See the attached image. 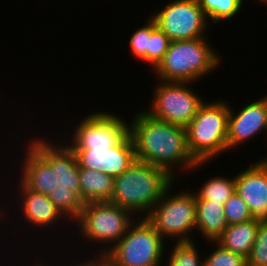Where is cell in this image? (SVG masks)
Returning a JSON list of instances; mask_svg holds the SVG:
<instances>
[{
	"instance_id": "9c48e42d",
	"label": "cell",
	"mask_w": 267,
	"mask_h": 266,
	"mask_svg": "<svg viewBox=\"0 0 267 266\" xmlns=\"http://www.w3.org/2000/svg\"><path fill=\"white\" fill-rule=\"evenodd\" d=\"M146 218H136L105 254L116 266H163L167 241Z\"/></svg>"
},
{
	"instance_id": "e0dca14e",
	"label": "cell",
	"mask_w": 267,
	"mask_h": 266,
	"mask_svg": "<svg viewBox=\"0 0 267 266\" xmlns=\"http://www.w3.org/2000/svg\"><path fill=\"white\" fill-rule=\"evenodd\" d=\"M261 221L254 218L247 222L230 224L216 242L222 247L247 258L253 247Z\"/></svg>"
},
{
	"instance_id": "ba28073f",
	"label": "cell",
	"mask_w": 267,
	"mask_h": 266,
	"mask_svg": "<svg viewBox=\"0 0 267 266\" xmlns=\"http://www.w3.org/2000/svg\"><path fill=\"white\" fill-rule=\"evenodd\" d=\"M177 183L176 180L164 192L163 197L146 217L168 244L171 240L173 242L197 241L193 237L194 233L195 236L197 235L195 194L190 188L175 190L174 187H177Z\"/></svg>"
},
{
	"instance_id": "ffe728a7",
	"label": "cell",
	"mask_w": 267,
	"mask_h": 266,
	"mask_svg": "<svg viewBox=\"0 0 267 266\" xmlns=\"http://www.w3.org/2000/svg\"><path fill=\"white\" fill-rule=\"evenodd\" d=\"M211 25L220 24L239 15L245 8L244 0H198ZM243 7V8H242Z\"/></svg>"
},
{
	"instance_id": "4dcf8cb0",
	"label": "cell",
	"mask_w": 267,
	"mask_h": 266,
	"mask_svg": "<svg viewBox=\"0 0 267 266\" xmlns=\"http://www.w3.org/2000/svg\"><path fill=\"white\" fill-rule=\"evenodd\" d=\"M0 255H5V254H4V252H3V254H1V252H0ZM3 258H4V259H3ZM2 259H3V261H5L6 258L3 257V256H2V258L0 257V262L2 261ZM5 262H6V263L3 262V264L1 263L0 266L6 265V264H7V265L10 264V262H9L8 260H6ZM7 262H9V263H7Z\"/></svg>"
},
{
	"instance_id": "3957f363",
	"label": "cell",
	"mask_w": 267,
	"mask_h": 266,
	"mask_svg": "<svg viewBox=\"0 0 267 266\" xmlns=\"http://www.w3.org/2000/svg\"><path fill=\"white\" fill-rule=\"evenodd\" d=\"M15 180L17 182H15L13 187L10 188L7 185H5L6 186L5 189L7 190L6 193L9 191L7 193V195H8L7 197L9 199L6 198V196L3 197L5 199H1L2 201L3 200H8L9 202L6 203L5 201H3L1 203L2 206L0 205V220H1L0 222L4 223L6 221L9 226H10V221L12 223V221L14 219L18 222L17 223V222L14 221V223H13V224H15V225H13L14 227L11 225V227H8V229H6V231L9 230L10 228H12V231L15 230V232H12V234L14 236L15 235L17 236L16 237L17 238L16 241L21 240V238H23L22 237L23 234H25L24 235L25 237H32L34 240L36 238L37 239L36 243L38 242V239H39L41 241V242L39 241V243L42 244V241L44 240L43 237L46 236V234H47L48 239H50L49 236H51V238L55 237L54 239H56V242H57L58 240L60 241L61 237H63V240L68 241V242L65 243V245H67L69 243V241L70 242L72 241V243H71V245H72L73 242H74L72 240L73 238H69V236L71 237L72 232H73L72 229H71V228H73L72 224H70V222L60 213V211L56 208V206L48 198V196L47 195H43L42 193H38V192L32 191L31 189L26 187L20 180L18 181L17 177L15 178ZM13 189H15V190H13ZM9 193H11V194H9ZM11 198H12V200H11ZM11 202L13 204H11ZM3 204H4V207H3ZM8 204H11V206H8ZM14 205L15 206L17 205L16 206L17 208ZM5 206H6V208H5ZM9 207L12 208V209L14 207L13 211H15V212H13L12 209H11V213H12L11 214L10 211H9L10 210ZM6 212H7V214H6ZM10 215H12V217L14 216L13 220H11V216ZM15 215H17V216L19 215L17 219L15 218ZM18 220L20 221V223H22V225L19 223ZM69 226H70V228H69ZM54 229H55V231H54ZM64 229H65L64 232H66L67 234L69 233L70 235H66L65 233L63 234L62 232H63ZM69 229L71 230V233H70ZM37 230L39 231L41 236H40V234L38 233ZM59 230H61V231H59ZM28 231H32L34 234H32V232H28ZM46 231H47V233H45ZM41 232H43L44 234L41 233ZM21 233H22V235H21ZM51 233L52 234L54 233V235H52ZM26 234L29 235V236H26ZM48 234H50V235H48ZM59 234H61L63 236H60ZM19 235H20V238H19ZM32 235H34V236L36 235V236L34 237ZM64 236H66V237H64ZM37 237H39V238H37ZM57 237H58V240H57ZM65 238H68V239H65Z\"/></svg>"
},
{
	"instance_id": "83f0119b",
	"label": "cell",
	"mask_w": 267,
	"mask_h": 266,
	"mask_svg": "<svg viewBox=\"0 0 267 266\" xmlns=\"http://www.w3.org/2000/svg\"><path fill=\"white\" fill-rule=\"evenodd\" d=\"M38 252V253H37ZM36 252V254H34L33 253V255L36 257H33V259H31L30 261L32 262H30V264H28L29 262H28V258L27 257H29V256H27L26 255V258H24L23 257V259L22 260H24V259H26V261H25V263L22 261V264L21 265H19V266H66V256H64L65 254L63 253V255H62V253L61 254H59V253H55V254H53V256H51L52 257V261H51V263L48 261L47 262V260H48V258H47V256L45 257V254L46 253H42V252H39V250ZM42 254L44 257H45V259L41 256L40 257V255H37V254ZM57 254H59V255H57ZM37 255V256H36ZM56 255V256H55ZM63 256V258L62 257H60V256ZM59 256V257H58ZM38 257V258H37ZM40 257V258H39ZM58 258V261H57V258ZM59 258L61 259V260H63V261H61V260H59ZM34 259H36V260H34ZM65 260V261H64ZM35 261V262H34ZM27 262V263H26ZM59 263L58 265L56 264V263ZM61 263V264H60ZM63 263V264H62ZM27 264V265H26ZM8 266H16V264L15 265H8Z\"/></svg>"
},
{
	"instance_id": "ac0fdd59",
	"label": "cell",
	"mask_w": 267,
	"mask_h": 266,
	"mask_svg": "<svg viewBox=\"0 0 267 266\" xmlns=\"http://www.w3.org/2000/svg\"><path fill=\"white\" fill-rule=\"evenodd\" d=\"M80 199L83 203L109 202L114 178L102 171L79 168Z\"/></svg>"
},
{
	"instance_id": "d4e9b609",
	"label": "cell",
	"mask_w": 267,
	"mask_h": 266,
	"mask_svg": "<svg viewBox=\"0 0 267 266\" xmlns=\"http://www.w3.org/2000/svg\"><path fill=\"white\" fill-rule=\"evenodd\" d=\"M247 266H267V220L261 221L247 257Z\"/></svg>"
},
{
	"instance_id": "4316f807",
	"label": "cell",
	"mask_w": 267,
	"mask_h": 266,
	"mask_svg": "<svg viewBox=\"0 0 267 266\" xmlns=\"http://www.w3.org/2000/svg\"><path fill=\"white\" fill-rule=\"evenodd\" d=\"M76 250L69 255V257L73 258V261H76L75 263L78 266H116L108 257H106L105 255H88V257L85 255V253H83L82 255H79L78 252H76ZM73 254V256H71ZM78 255V256H75ZM83 256H85L86 258H84ZM80 257V258H79ZM81 257H83L81 259ZM76 258V259H75ZM75 259V260H74ZM81 260V261H80Z\"/></svg>"
},
{
	"instance_id": "2e32d148",
	"label": "cell",
	"mask_w": 267,
	"mask_h": 266,
	"mask_svg": "<svg viewBox=\"0 0 267 266\" xmlns=\"http://www.w3.org/2000/svg\"><path fill=\"white\" fill-rule=\"evenodd\" d=\"M195 200L196 232L206 244L216 241L228 226L224 204L206 199Z\"/></svg>"
},
{
	"instance_id": "44dd1931",
	"label": "cell",
	"mask_w": 267,
	"mask_h": 266,
	"mask_svg": "<svg viewBox=\"0 0 267 266\" xmlns=\"http://www.w3.org/2000/svg\"><path fill=\"white\" fill-rule=\"evenodd\" d=\"M197 241L192 242H175L169 244L166 252L167 258L165 265L163 266H203V250L202 255L200 252V246L197 245ZM170 248V249H169Z\"/></svg>"
},
{
	"instance_id": "7402d4cb",
	"label": "cell",
	"mask_w": 267,
	"mask_h": 266,
	"mask_svg": "<svg viewBox=\"0 0 267 266\" xmlns=\"http://www.w3.org/2000/svg\"><path fill=\"white\" fill-rule=\"evenodd\" d=\"M208 244L212 249H208L209 253L203 256V266H247L244 256L222 247L216 241Z\"/></svg>"
},
{
	"instance_id": "30bf717a",
	"label": "cell",
	"mask_w": 267,
	"mask_h": 266,
	"mask_svg": "<svg viewBox=\"0 0 267 266\" xmlns=\"http://www.w3.org/2000/svg\"><path fill=\"white\" fill-rule=\"evenodd\" d=\"M154 84L148 107L143 110L155 119L186 127L205 102L192 88L196 83L156 80Z\"/></svg>"
},
{
	"instance_id": "7a4b0ae2",
	"label": "cell",
	"mask_w": 267,
	"mask_h": 266,
	"mask_svg": "<svg viewBox=\"0 0 267 266\" xmlns=\"http://www.w3.org/2000/svg\"><path fill=\"white\" fill-rule=\"evenodd\" d=\"M130 117L128 133L136 160L162 168L178 181L182 173L188 178L192 171L206 167L207 163H198L192 157L185 127L155 119L143 109Z\"/></svg>"
},
{
	"instance_id": "cb8c5ba5",
	"label": "cell",
	"mask_w": 267,
	"mask_h": 266,
	"mask_svg": "<svg viewBox=\"0 0 267 266\" xmlns=\"http://www.w3.org/2000/svg\"><path fill=\"white\" fill-rule=\"evenodd\" d=\"M170 42V38L161 29L156 27L149 35V51L140 61L145 64L147 63L152 72L164 58Z\"/></svg>"
},
{
	"instance_id": "d6986e66",
	"label": "cell",
	"mask_w": 267,
	"mask_h": 266,
	"mask_svg": "<svg viewBox=\"0 0 267 266\" xmlns=\"http://www.w3.org/2000/svg\"><path fill=\"white\" fill-rule=\"evenodd\" d=\"M212 175L210 178L203 181L197 189L192 188L195 194V199L212 200V202H221L225 204L226 201L235 192V175Z\"/></svg>"
},
{
	"instance_id": "52a82bcc",
	"label": "cell",
	"mask_w": 267,
	"mask_h": 266,
	"mask_svg": "<svg viewBox=\"0 0 267 266\" xmlns=\"http://www.w3.org/2000/svg\"><path fill=\"white\" fill-rule=\"evenodd\" d=\"M228 118L229 99L223 100L222 96L216 101L205 100L185 127L189 151L198 163L209 164L224 152H229Z\"/></svg>"
},
{
	"instance_id": "5bb4252c",
	"label": "cell",
	"mask_w": 267,
	"mask_h": 266,
	"mask_svg": "<svg viewBox=\"0 0 267 266\" xmlns=\"http://www.w3.org/2000/svg\"><path fill=\"white\" fill-rule=\"evenodd\" d=\"M79 168L102 171L112 176L121 175L136 160L129 133L111 148L72 149Z\"/></svg>"
},
{
	"instance_id": "5b68a950",
	"label": "cell",
	"mask_w": 267,
	"mask_h": 266,
	"mask_svg": "<svg viewBox=\"0 0 267 266\" xmlns=\"http://www.w3.org/2000/svg\"><path fill=\"white\" fill-rule=\"evenodd\" d=\"M208 37L171 41L164 58L153 70L156 80L196 83L219 72L223 55ZM221 55V56H220ZM223 58V59H222Z\"/></svg>"
},
{
	"instance_id": "8992f818",
	"label": "cell",
	"mask_w": 267,
	"mask_h": 266,
	"mask_svg": "<svg viewBox=\"0 0 267 266\" xmlns=\"http://www.w3.org/2000/svg\"><path fill=\"white\" fill-rule=\"evenodd\" d=\"M136 218L130 211L110 202L84 203L80 216L72 224L75 233L72 232L71 238H77L78 244H87V248L92 247L87 255H105L125 235Z\"/></svg>"
},
{
	"instance_id": "484cf974",
	"label": "cell",
	"mask_w": 267,
	"mask_h": 266,
	"mask_svg": "<svg viewBox=\"0 0 267 266\" xmlns=\"http://www.w3.org/2000/svg\"><path fill=\"white\" fill-rule=\"evenodd\" d=\"M228 225L243 223L253 218L246 202L235 191L224 204Z\"/></svg>"
},
{
	"instance_id": "f1b7e54d",
	"label": "cell",
	"mask_w": 267,
	"mask_h": 266,
	"mask_svg": "<svg viewBox=\"0 0 267 266\" xmlns=\"http://www.w3.org/2000/svg\"><path fill=\"white\" fill-rule=\"evenodd\" d=\"M67 253H68V254H67ZM64 254H67V257H66V259H67V261H66V266H78V265L75 263V261L73 262V260L71 261L70 257L68 258V255L70 254V252H69L68 249H67V252H64ZM68 259H69L70 261H68Z\"/></svg>"
},
{
	"instance_id": "f546056e",
	"label": "cell",
	"mask_w": 267,
	"mask_h": 266,
	"mask_svg": "<svg viewBox=\"0 0 267 266\" xmlns=\"http://www.w3.org/2000/svg\"><path fill=\"white\" fill-rule=\"evenodd\" d=\"M266 94L261 96L260 95V98L262 99L264 105H265V108H266V112H267V92H265Z\"/></svg>"
},
{
	"instance_id": "8fae6325",
	"label": "cell",
	"mask_w": 267,
	"mask_h": 266,
	"mask_svg": "<svg viewBox=\"0 0 267 266\" xmlns=\"http://www.w3.org/2000/svg\"><path fill=\"white\" fill-rule=\"evenodd\" d=\"M125 117L111 110H93L84 118L81 116L78 124L72 126V130L71 126L70 130L68 126L67 129L63 128L61 131L64 134H61L60 138L71 149L111 148L128 134V120H125Z\"/></svg>"
},
{
	"instance_id": "7c38bea8",
	"label": "cell",
	"mask_w": 267,
	"mask_h": 266,
	"mask_svg": "<svg viewBox=\"0 0 267 266\" xmlns=\"http://www.w3.org/2000/svg\"><path fill=\"white\" fill-rule=\"evenodd\" d=\"M165 3L150 12L149 16L171 41L208 37L212 25L198 0H171Z\"/></svg>"
},
{
	"instance_id": "9a60e30c",
	"label": "cell",
	"mask_w": 267,
	"mask_h": 266,
	"mask_svg": "<svg viewBox=\"0 0 267 266\" xmlns=\"http://www.w3.org/2000/svg\"><path fill=\"white\" fill-rule=\"evenodd\" d=\"M251 161L235 174V191L246 202L253 218L267 220V158Z\"/></svg>"
},
{
	"instance_id": "277c9868",
	"label": "cell",
	"mask_w": 267,
	"mask_h": 266,
	"mask_svg": "<svg viewBox=\"0 0 267 266\" xmlns=\"http://www.w3.org/2000/svg\"><path fill=\"white\" fill-rule=\"evenodd\" d=\"M176 181L166 170L135 160L114 178L110 203L146 218L164 192Z\"/></svg>"
},
{
	"instance_id": "603a6c76",
	"label": "cell",
	"mask_w": 267,
	"mask_h": 266,
	"mask_svg": "<svg viewBox=\"0 0 267 266\" xmlns=\"http://www.w3.org/2000/svg\"><path fill=\"white\" fill-rule=\"evenodd\" d=\"M142 26L137 27L136 30L132 32L130 38L128 39L129 51L134 59L140 61L149 51V35L157 27L154 20L148 15L146 17L145 23Z\"/></svg>"
},
{
	"instance_id": "1f68e13d",
	"label": "cell",
	"mask_w": 267,
	"mask_h": 266,
	"mask_svg": "<svg viewBox=\"0 0 267 266\" xmlns=\"http://www.w3.org/2000/svg\"><path fill=\"white\" fill-rule=\"evenodd\" d=\"M255 1H258V4L259 3H263L264 4V6L266 5L267 6V0H255Z\"/></svg>"
},
{
	"instance_id": "6da1fadb",
	"label": "cell",
	"mask_w": 267,
	"mask_h": 266,
	"mask_svg": "<svg viewBox=\"0 0 267 266\" xmlns=\"http://www.w3.org/2000/svg\"><path fill=\"white\" fill-rule=\"evenodd\" d=\"M36 132L22 143L23 155L15 171L26 187L47 195L60 213L73 224L81 214L83 202L80 199L79 165L74 151L62 139L61 133L49 135ZM45 135V136H44ZM51 138V139H49ZM54 136V137H53ZM61 139V140H60ZM59 140V141H58ZM58 142V143H57ZM25 153V154H24Z\"/></svg>"
},
{
	"instance_id": "4fadbf2b",
	"label": "cell",
	"mask_w": 267,
	"mask_h": 266,
	"mask_svg": "<svg viewBox=\"0 0 267 266\" xmlns=\"http://www.w3.org/2000/svg\"><path fill=\"white\" fill-rule=\"evenodd\" d=\"M251 99L247 104H243L239 109H233L229 102L228 118V150L238 152L237 149L244 147L250 140H256L260 134H266L267 138V112L261 98ZM267 140V139H266ZM246 143V144H245ZM241 146V147H240ZM234 149V151H233ZM263 158H267L263 156Z\"/></svg>"
}]
</instances>
